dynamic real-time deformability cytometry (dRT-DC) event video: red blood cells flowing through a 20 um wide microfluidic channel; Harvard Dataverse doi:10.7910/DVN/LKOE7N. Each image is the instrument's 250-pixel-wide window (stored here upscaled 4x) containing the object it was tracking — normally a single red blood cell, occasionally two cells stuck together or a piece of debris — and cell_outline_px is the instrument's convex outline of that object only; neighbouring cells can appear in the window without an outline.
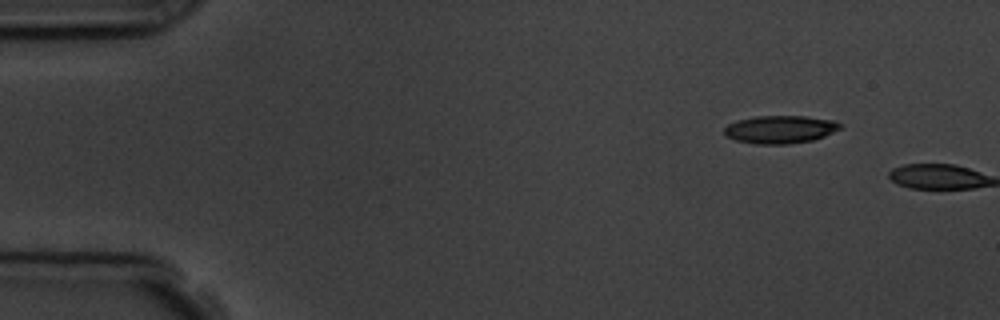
{"species": "common noctule bat (a hibernating species)", "species_latin": "Nyctalus noctula", "temperature_condition": "room temperature", "stored_images_in_passage": 2, "camera_frame_rate_fps": 3000, "um_per_image_px": 0.085, "animal": {"sex": "male", "body_mass_g": 19.5, "forearm_length_mm": 54.6}, "frame": {"image": 1, "passage_image": 1, "time_ms": 0.0, "image_size_px": [1000, 320], "cell_outline_px": [[844, 128], [824, 136], [812, 140], [788, 144], [756, 144], [736, 140], [724, 136], [724, 128], [728, 124], [736, 120], [756, 116], [804, 116], [836, 120], [844, 124]], "centroid_in_image_um": [66.35, 10.99], "position_along_channel_um": 18.6, "area_um2": 19.13}}